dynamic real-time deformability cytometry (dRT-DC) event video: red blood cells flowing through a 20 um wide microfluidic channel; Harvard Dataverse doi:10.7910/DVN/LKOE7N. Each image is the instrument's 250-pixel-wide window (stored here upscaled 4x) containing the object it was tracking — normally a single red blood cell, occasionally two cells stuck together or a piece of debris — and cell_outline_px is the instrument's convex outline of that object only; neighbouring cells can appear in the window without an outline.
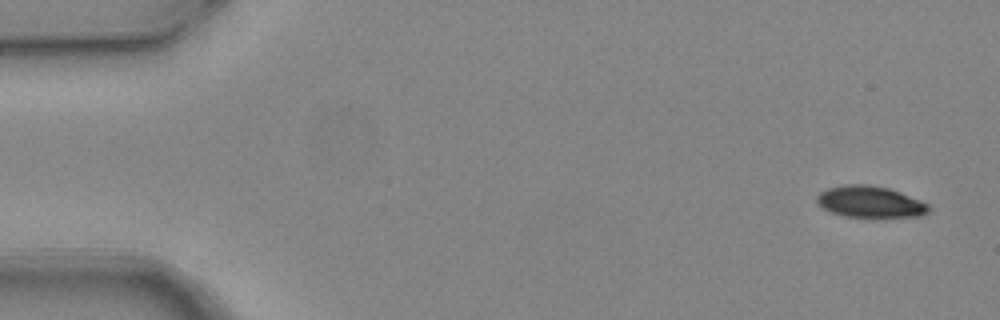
{"species": "common noctule bat (a hibernating species)", "species_latin": "Nyctalus noctula", "temperature_condition": "warm", "stored_images_in_passage": 5, "camera_frame_rate_fps": 3000, "um_per_image_px": 0.085, "animal": {"sex": "female", "body_mass_g": 24.6, "forearm_length_mm": 56.2}, "frame": {"image": 1, "passage_image": 1, "time_ms": 0.0, "image_size_px": [1000, 320], "cell_outline_px": [[932, 208], [928, 212], [920, 216], [844, 216], [828, 212], [816, 204], [816, 196], [820, 192], [828, 188], [844, 184], [864, 184], [888, 188], [900, 192], [920, 200], [928, 204]], "centroid_in_image_um": [73.91, 17.14], "position_along_channel_um": 11.1, "area_um2": 20.46}}
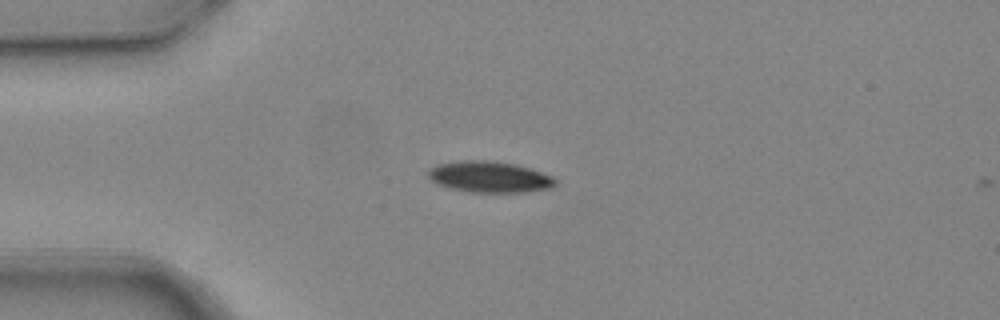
{"frame": {"image": 2, "passage_image": 4, "time_ms": 1.0, "image_size_px": [1000, 320], "cell_outline_px": [[556, 184], [552, 188], [524, 192], [468, 192], [436, 184], [428, 176], [428, 172], [432, 168], [440, 164], [464, 160], [488, 160], [516, 164], [532, 168], [552, 176], [556, 180]], "centroid_in_image_um": [41.66, 15.04], "position_along_channel_um": 43.3, "area_um2": 23.06}}